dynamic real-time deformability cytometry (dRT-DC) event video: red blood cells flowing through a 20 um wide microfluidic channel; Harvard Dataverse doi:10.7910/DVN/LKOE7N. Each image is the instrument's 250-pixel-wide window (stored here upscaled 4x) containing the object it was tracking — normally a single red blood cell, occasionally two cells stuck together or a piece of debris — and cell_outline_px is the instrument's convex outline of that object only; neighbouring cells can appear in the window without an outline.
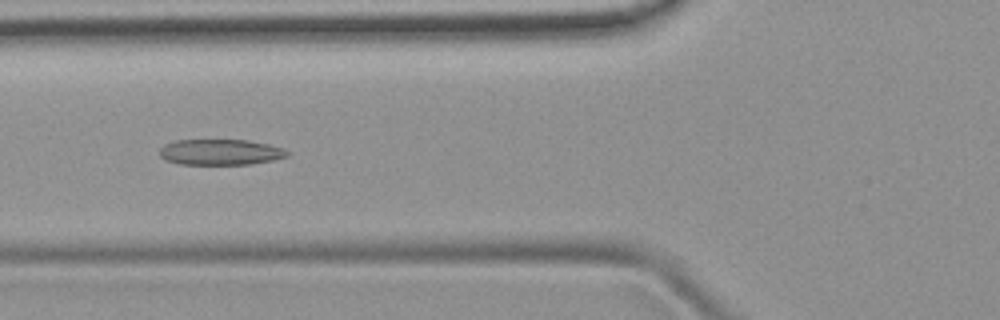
{"species": "common noctule bat (a hibernating species)", "species_latin": "Nyctalus noctula", "temperature_condition": "room temperature", "stored_images_in_passage": 43, "camera_frame_rate_fps": 3000, "um_per_image_px": 0.085, "animal": {"sex": "female", "body_mass_g": 19.9}, "frame": {"image": 1, "passage_image": 17, "time_ms": 5.333, "image_size_px": [1000, 320], "cell_outline_px": [[288, 156], [272, 160], [252, 164], [180, 164], [164, 160], [160, 156], [160, 148], [164, 144], [176, 140], [248, 140], [268, 144], [284, 148], [288, 152]], "centroid_in_image_um": [18.72, 12.93], "position_along_channel_um": 107.1, "area_um2": 19.19}}
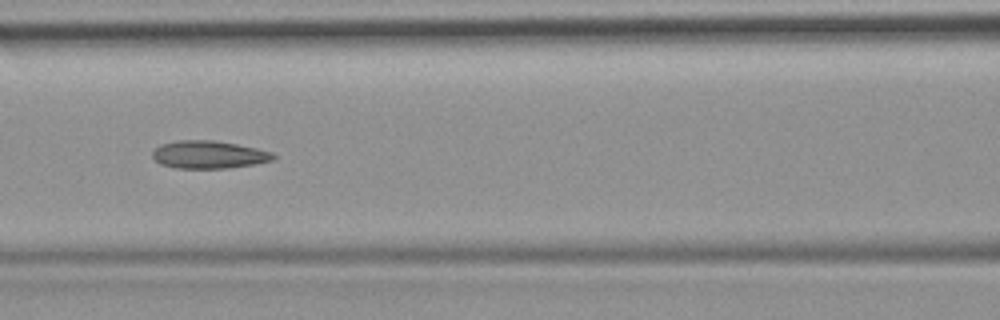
{"frame": {"image": 2, "passage_image": 20, "time_ms": 6.333, "image_size_px": [1000, 320], "cell_outline_px": [[276, 156], [272, 160], [256, 164], [228, 168], [176, 168], [160, 164], [152, 156], [152, 152], [160, 144], [176, 140], [216, 140], [256, 148], [272, 152]], "centroid_in_image_um": [17.73, 13.14], "position_along_channel_um": 148.9, "area_um2": 19.59}}
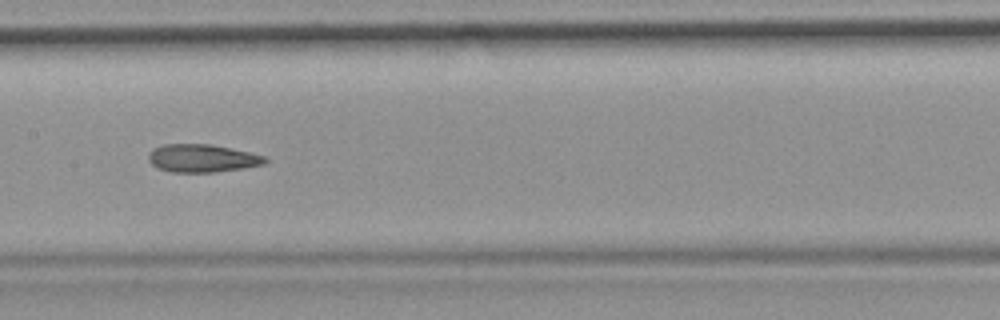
{"frame": {"image": 3, "passage_image": 23, "time_ms": 7.333, "image_size_px": [1000, 320], "cell_outline_px": [[268, 160], [264, 164], [244, 168], [216, 172], [172, 172], [156, 168], [148, 160], [148, 152], [152, 148], [164, 144], [212, 144], [232, 148], [264, 156]], "centroid_in_image_um": [17.15, 13.45], "position_along_channel_um": 190.3, "area_um2": 19.13}}